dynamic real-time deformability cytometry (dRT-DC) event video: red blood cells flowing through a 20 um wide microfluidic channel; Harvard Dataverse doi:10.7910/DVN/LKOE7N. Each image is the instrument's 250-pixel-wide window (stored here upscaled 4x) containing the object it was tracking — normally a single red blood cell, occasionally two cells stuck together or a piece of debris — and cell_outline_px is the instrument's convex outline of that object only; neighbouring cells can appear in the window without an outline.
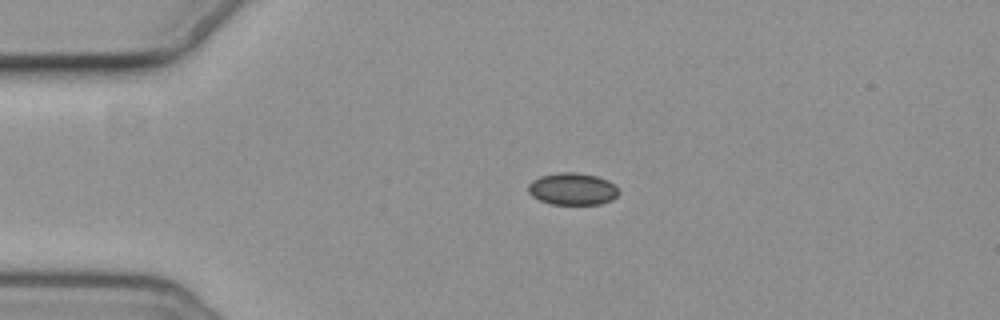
{"species": "common noctule bat (a hibernating species)", "species_latin": "Nyctalus noctula", "temperature_condition": "cold", "stored_images_in_passage": 4, "camera_frame_rate_fps": 3000, "um_per_image_px": 0.085, "animal": {"sex": "female", "body_mass_g": 19.3, "forearm_length_mm": 54.1}, "frame": {"image": 1, "passage_image": 3, "time_ms": 2.333, "image_size_px": [1000, 320], "cell_outline_px": [[620, 192], [612, 200], [600, 204], [552, 204], [540, 200], [532, 196], [528, 192], [528, 184], [532, 180], [540, 176], [556, 172], [576, 172], [596, 176], [608, 180], [616, 184]], "centroid_in_image_um": [48.67, 16.05], "position_along_channel_um": 36.3, "area_um2": 17.11}}